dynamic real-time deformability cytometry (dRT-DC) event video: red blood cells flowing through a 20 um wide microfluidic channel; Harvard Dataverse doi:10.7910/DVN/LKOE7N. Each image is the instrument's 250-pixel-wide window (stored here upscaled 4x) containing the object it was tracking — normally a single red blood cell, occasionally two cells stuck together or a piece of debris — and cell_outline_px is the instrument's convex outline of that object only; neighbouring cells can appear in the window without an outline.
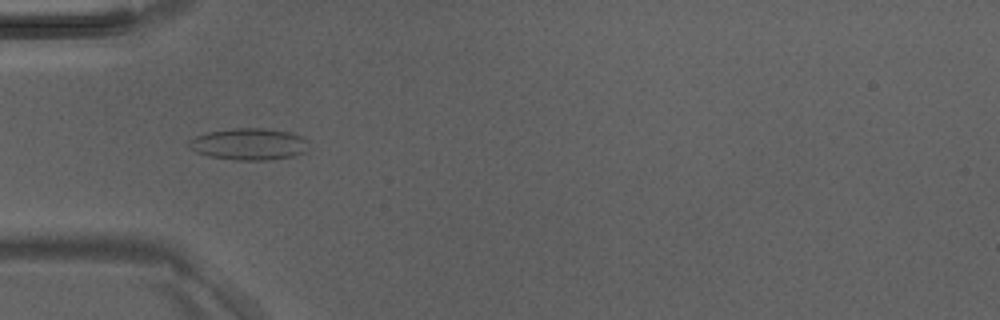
{"species": "Egyptian fruit bat (a non-hibernating species)", "species_latin": "Rousettus aegyptiacus", "temperature_condition": "room temperature", "stored_images_in_passage": 8, "camera_frame_rate_fps": 3000, "um_per_image_px": 0.085, "animal": {"sex": "male"}, "frame": {"image": 1, "passage_image": 5, "time_ms": 1.333, "image_size_px": [1000, 320], "cell_outline_px": [[312, 148], [304, 152], [292, 156], [268, 160], [236, 160], [208, 156], [196, 152], [188, 148], [188, 140], [196, 136], [208, 132], [232, 128], [264, 128], [288, 132], [300, 136], [308, 140]], "centroid_in_image_um": [21.17, 12.25], "position_along_channel_um": 63.8, "area_um2": 22.37}}